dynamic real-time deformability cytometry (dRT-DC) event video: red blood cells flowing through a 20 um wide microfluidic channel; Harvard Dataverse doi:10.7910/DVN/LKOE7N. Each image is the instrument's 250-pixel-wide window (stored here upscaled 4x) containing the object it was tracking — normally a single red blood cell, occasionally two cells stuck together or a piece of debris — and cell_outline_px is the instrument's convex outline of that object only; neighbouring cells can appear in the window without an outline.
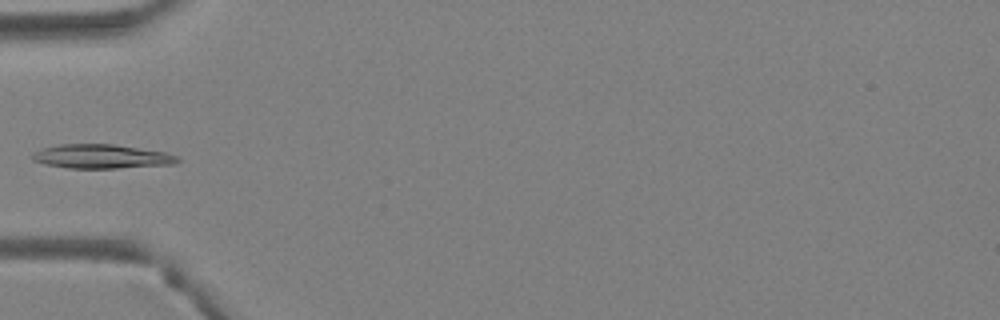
{"species": "Egyptian fruit bat (a non-hibernating species)", "species_latin": "Rousettus aegyptiacus", "temperature_condition": "warm", "stored_images_in_passage": 3, "camera_frame_rate_fps": 3000, "um_per_image_px": 0.085, "animal": {"sex": "female"}, "frame": {"image": 1, "passage_image": 3, "time_ms": 0.667, "image_size_px": [1000, 320], "cell_outline_px": [[180, 160], [172, 164], [116, 168], [68, 168], [44, 164], [32, 160], [32, 152], [44, 148], [60, 144], [112, 144], [164, 152], [176, 156]], "centroid_in_image_um": [8.56, 13.3], "position_along_channel_um": 76.4, "area_um2": 20.11}}